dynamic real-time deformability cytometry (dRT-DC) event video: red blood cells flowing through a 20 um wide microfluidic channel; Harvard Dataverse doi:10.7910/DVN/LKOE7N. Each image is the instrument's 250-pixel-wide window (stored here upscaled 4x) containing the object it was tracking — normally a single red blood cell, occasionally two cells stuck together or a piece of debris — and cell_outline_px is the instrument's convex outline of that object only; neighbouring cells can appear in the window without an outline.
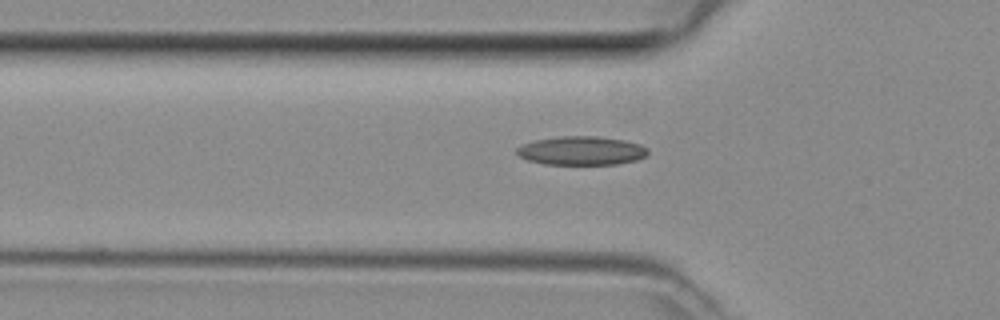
{"species": "common noctule bat (a hibernating species)", "species_latin": "Nyctalus noctula", "temperature_condition": "room temperature", "stored_images_in_passage": 11, "camera_frame_rate_fps": 3000, "um_per_image_px": 0.085, "animal": {"sex": "female", "body_mass_g": 29.2, "forearm_length_mm": 56.3}, "frame": {"image": 1, "passage_image": 6, "time_ms": 1.667, "image_size_px": [1000, 320], "cell_outline_px": [[648, 156], [636, 160], [616, 164], [544, 164], [528, 160], [520, 156], [516, 152], [516, 148], [524, 144], [536, 140], [560, 136], [596, 136], [624, 140], [640, 144], [648, 148]], "centroid_in_image_um": [49.46, 12.81], "position_along_channel_um": 76.3, "area_um2": 21.91}}